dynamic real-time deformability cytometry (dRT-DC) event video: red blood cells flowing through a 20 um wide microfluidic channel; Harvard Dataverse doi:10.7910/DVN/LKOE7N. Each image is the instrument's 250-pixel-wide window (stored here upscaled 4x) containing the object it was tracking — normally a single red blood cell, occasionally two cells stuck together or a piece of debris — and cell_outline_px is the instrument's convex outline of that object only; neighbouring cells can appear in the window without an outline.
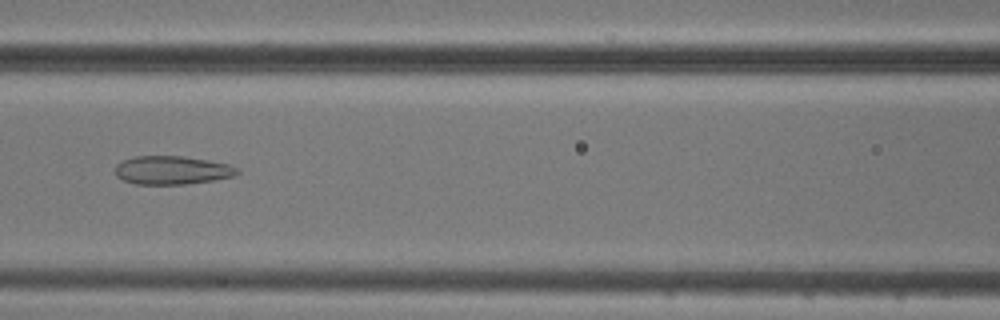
{"species": "common noctule bat (a hibernating species)", "species_latin": "Nyctalus noctula", "temperature_condition": "cold", "stored_images_in_passage": 4, "camera_frame_rate_fps": 3000, "um_per_image_px": 0.085, "animal": {"sex": "male", "body_mass_g": 20.5, "forearm_length_mm": 52.5}, "frame": {"image": 1, "passage_image": 3, "time_ms": 2.333, "image_size_px": [1000, 320], "cell_outline_px": [[240, 172], [236, 176], [216, 180], [184, 184], [136, 184], [124, 180], [116, 176], [116, 164], [132, 156], [184, 156], [208, 160], [228, 164], [236, 168]], "centroid_in_image_um": [14.64, 14.46], "position_along_channel_um": 152.0, "area_um2": 20.29}}
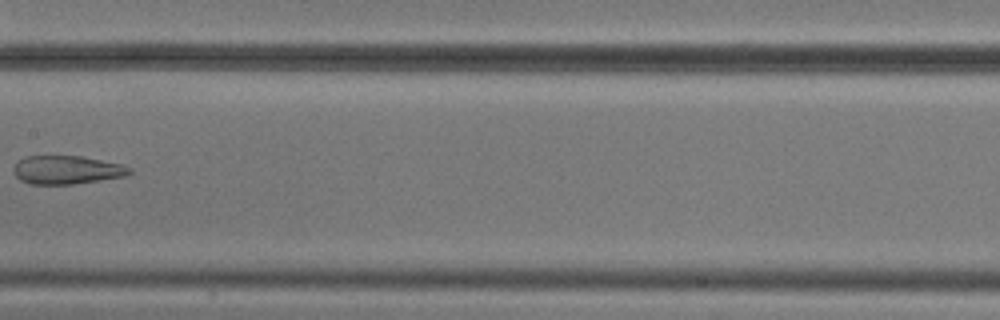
{"frame": {"image": 2, "passage_image": 4, "time_ms": 3.667, "image_size_px": [1000, 320], "cell_outline_px": [[132, 172], [124, 176], [72, 184], [32, 184], [20, 180], [12, 172], [12, 168], [20, 160], [28, 156], [80, 156], [120, 164], [132, 168]], "centroid_in_image_um": [5.65, 14.44], "position_along_channel_um": 201.8, "area_um2": 18.96}}